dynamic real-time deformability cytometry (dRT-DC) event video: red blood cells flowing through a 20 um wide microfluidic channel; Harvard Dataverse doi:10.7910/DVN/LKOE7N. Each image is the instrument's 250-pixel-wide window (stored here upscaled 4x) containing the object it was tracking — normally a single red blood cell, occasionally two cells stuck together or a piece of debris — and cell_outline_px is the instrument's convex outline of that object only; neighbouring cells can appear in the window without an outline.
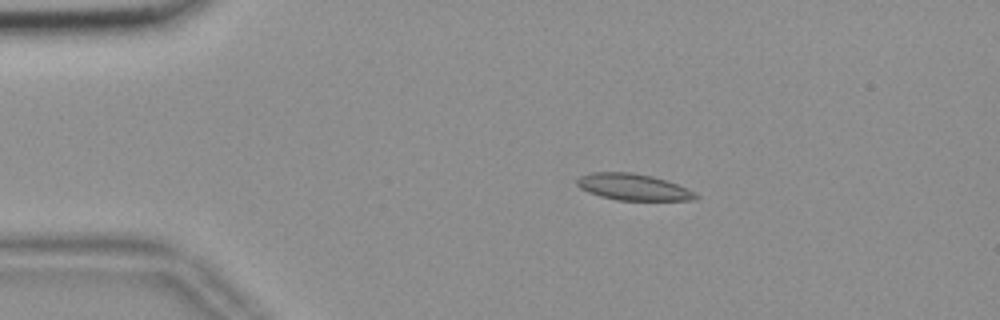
{"species": "common noctule bat (a hibernating species)", "species_latin": "Nyctalus noctula", "temperature_condition": "room temperature", "stored_images_in_passage": 55, "camera_frame_rate_fps": 3000, "um_per_image_px": 0.085, "animal": {"sex": "female", "body_mass_g": 18.4}, "frame": {"image": 1, "passage_image": 10, "time_ms": 3.0, "image_size_px": [1000, 320], "cell_outline_px": [[700, 196], [692, 200], [616, 200], [600, 196], [588, 192], [580, 188], [576, 184], [576, 180], [580, 176], [592, 172], [632, 172], [652, 176], [676, 184], [696, 192]], "centroid_in_image_um": [53.8, 15.9], "position_along_channel_um": 31.2, "area_um2": 18.26}}
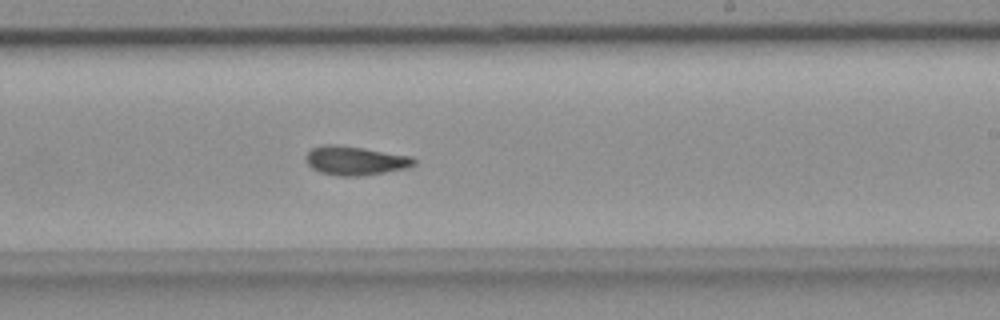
{"frame": {"image": 2, "passage_image": 33, "time_ms": 10.667, "image_size_px": [1000, 320], "cell_outline_px": [[416, 164], [408, 168], [360, 176], [340, 176], [320, 172], [312, 168], [304, 160], [304, 156], [312, 148], [320, 144], [340, 144], [412, 156], [416, 160]], "centroid_in_image_um": [30.17, 13.64], "position_along_channel_um": 258.8, "area_um2": 18.5}}
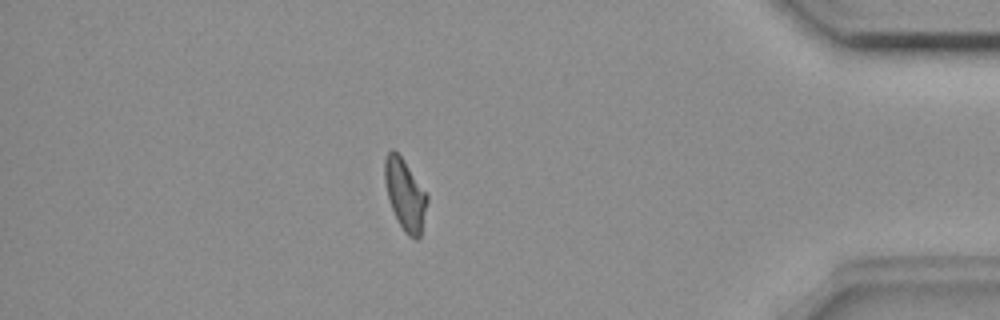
{"frame": {"image": 3, "passage_image": 48, "time_ms": 15.667, "image_size_px": [1000, 320], "cell_outline_px": [[428, 200], [420, 236], [416, 240], [408, 236], [404, 232], [396, 220], [388, 196], [384, 180], [384, 160], [388, 152], [392, 148], [404, 160], [428, 196]], "centroid_in_image_um": [34.42, 16.56], "position_along_channel_um": 400.8, "area_um2": 17.46}, "authors_computed_cell_mechanics": {"area_um2": 17.7446, "velocity_mm_per_s": 3.6277, "shape_relaxation_time_tau1_ms": null, "shape_relaxation_time_tau2_ms": 3.5059, "deformation_change_tau1": null, "deformation_change_tau2": 0.0909}}